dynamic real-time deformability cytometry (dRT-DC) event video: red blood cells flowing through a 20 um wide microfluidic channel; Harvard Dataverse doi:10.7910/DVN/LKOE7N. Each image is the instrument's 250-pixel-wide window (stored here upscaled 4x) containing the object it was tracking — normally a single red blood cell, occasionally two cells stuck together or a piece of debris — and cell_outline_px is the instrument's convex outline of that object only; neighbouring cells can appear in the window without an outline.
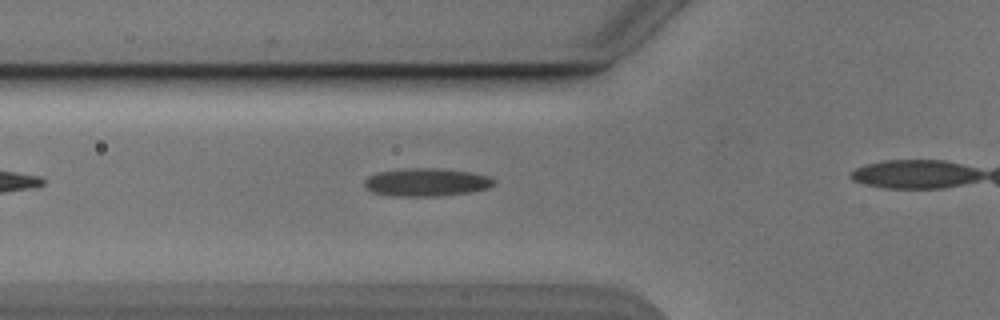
{"species": "Egyptian fruit bat (a non-hibernating species)", "species_latin": "Rousettus aegyptiacus", "temperature_condition": "cold", "stored_images_in_passage": 17, "camera_frame_rate_fps": 3000, "um_per_image_px": 0.085, "animal": {"sex": "male"}, "frame": {"image": 1, "passage_image": 6, "time_ms": 1.667, "image_size_px": [1000, 320], "cell_outline_px": [[496, 180], [488, 188], [468, 192], [436, 196], [388, 196], [372, 192], [364, 184], [364, 180], [368, 176], [376, 172], [408, 168], [432, 168], [472, 172], [488, 176]], "centroid_in_image_um": [36.2, 15.49], "position_along_channel_um": 89.6, "area_um2": 21.04}}
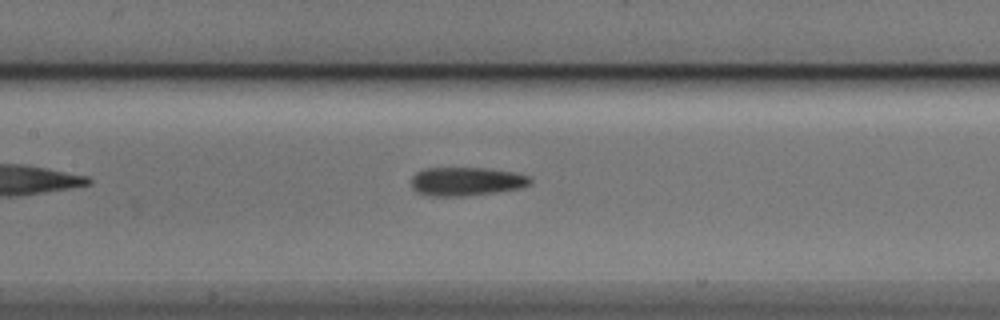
{"frame": {"image": 2, "passage_image": 12, "time_ms": 3.667, "image_size_px": [1000, 320], "cell_outline_px": [[532, 184], [520, 188], [496, 192], [468, 196], [428, 196], [416, 192], [412, 188], [412, 176], [416, 172], [424, 168], [484, 168], [516, 172], [532, 176]], "centroid_in_image_um": [39.66, 15.42], "position_along_channel_um": 167.7, "area_um2": 20.17}}
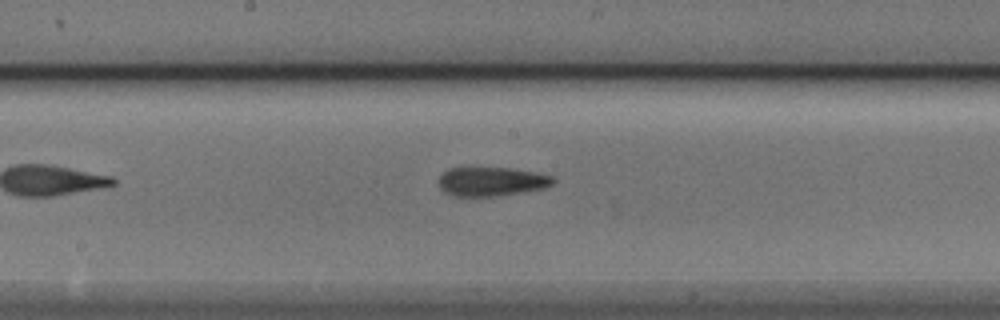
{"frame": {"image": 3, "passage_image": 15, "time_ms": 4.667, "image_size_px": [1000, 320], "cell_outline_px": [[556, 180], [552, 184], [544, 188], [500, 196], [452, 196], [444, 192], [440, 188], [440, 176], [448, 168], [508, 168], [536, 172], [552, 176]], "centroid_in_image_um": [41.79, 15.44], "position_along_channel_um": 206.4, "area_um2": 19.31}}